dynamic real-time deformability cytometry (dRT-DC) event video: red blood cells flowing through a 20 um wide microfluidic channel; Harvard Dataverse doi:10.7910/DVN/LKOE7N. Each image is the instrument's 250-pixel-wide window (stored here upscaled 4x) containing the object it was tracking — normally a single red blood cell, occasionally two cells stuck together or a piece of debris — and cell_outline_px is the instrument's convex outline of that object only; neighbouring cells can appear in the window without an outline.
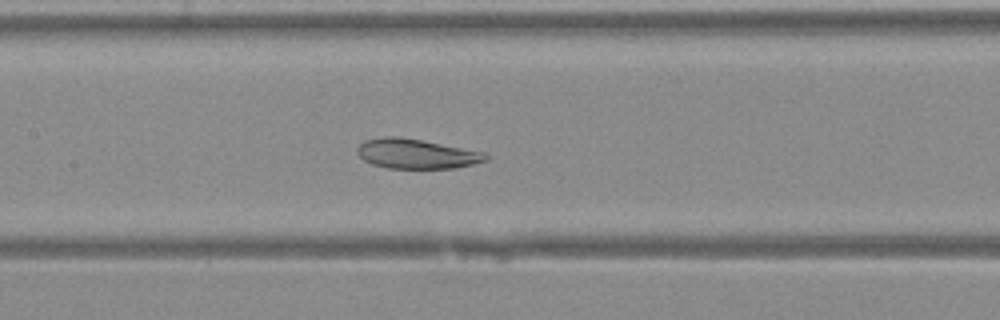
{"species": "Egyptian fruit bat (a non-hibernating species)", "species_latin": "Rousettus aegyptiacus", "temperature_condition": "warm", "stored_images_in_passage": 22, "camera_frame_rate_fps": 3000, "um_per_image_px": 0.085, "animal": {"sex": "female"}, "frame": {"image": 1, "passage_image": 13, "time_ms": 4.0, "image_size_px": [1000, 320], "cell_outline_px": [[488, 160], [456, 168], [388, 168], [372, 164], [364, 160], [360, 156], [356, 148], [364, 140], [384, 136], [392, 136], [420, 140], [484, 152], [488, 156]], "centroid_in_image_um": [35.37, 13.08], "position_along_channel_um": 172.0, "area_um2": 21.96}}
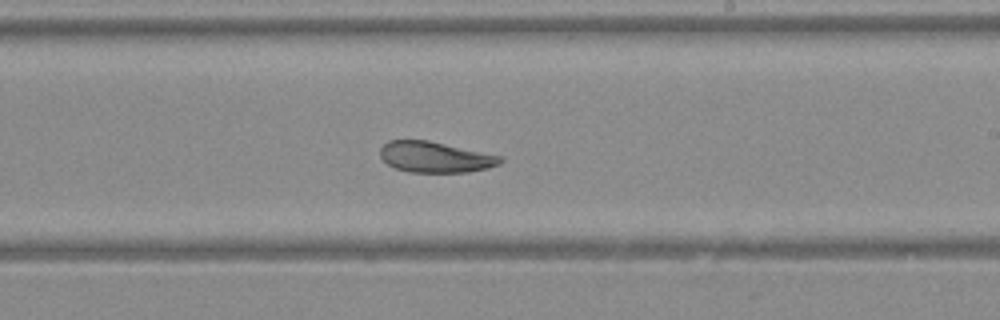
{"frame": {"image": 2, "passage_image": 18, "time_ms": 5.667, "image_size_px": [1000, 320], "cell_outline_px": [[504, 160], [500, 164], [488, 168], [468, 172], [408, 172], [396, 168], [388, 164], [380, 156], [380, 148], [388, 140], [428, 140], [500, 156]], "centroid_in_image_um": [36.98, 13.35], "position_along_channel_um": 252.0, "area_um2": 21.44}}
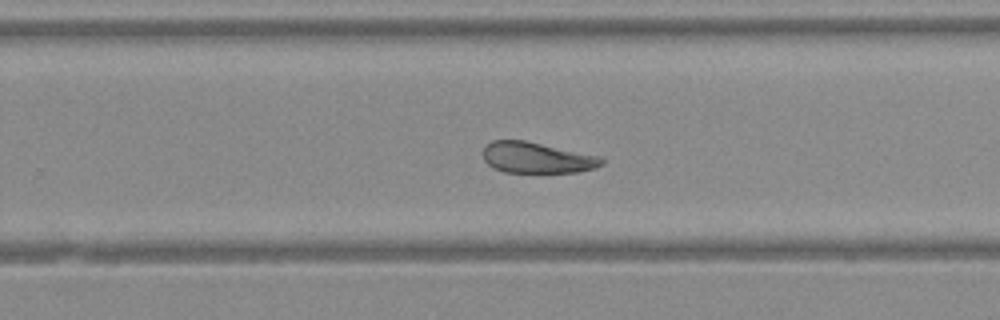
{"frame": {"image": 3, "passage_image": 20, "time_ms": 6.333, "image_size_px": [1000, 320], "cell_outline_px": [[604, 164], [596, 168], [576, 172], [504, 172], [492, 168], [484, 160], [480, 152], [484, 144], [492, 140], [524, 140], [596, 156], [604, 160]], "centroid_in_image_um": [45.52, 13.4], "position_along_channel_um": 284.3, "area_um2": 21.39}}